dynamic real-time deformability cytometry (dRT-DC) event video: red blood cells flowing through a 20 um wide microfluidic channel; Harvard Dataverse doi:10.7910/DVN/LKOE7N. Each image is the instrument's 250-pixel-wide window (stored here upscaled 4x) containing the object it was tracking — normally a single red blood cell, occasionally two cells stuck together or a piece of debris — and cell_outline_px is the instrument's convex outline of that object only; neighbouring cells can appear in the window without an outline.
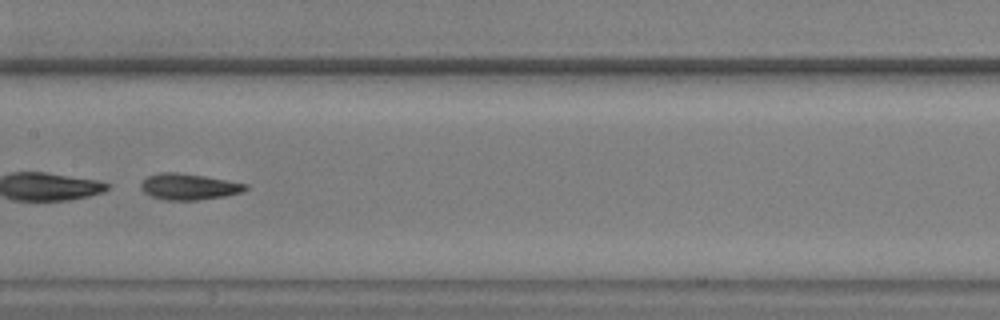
{"species": "common noctule bat (a hibernating species)", "species_latin": "Nyctalus noctula", "temperature_condition": "warm", "stored_images_in_passage": 50, "segment_of_instrument_passage": [2, 2], "camera_frame_rate_fps": 3000, "um_per_image_px": 0.085, "animal": {"sex": "male", "body_mass_g": 20.5, "forearm_length_mm": 52.5}, "frame": {"image": 1, "passage_image": 24, "time_ms": 7.667, "image_size_px": [1000, 320], "cell_outline_px": [[248, 188], [244, 192], [224, 196], [196, 200], [164, 200], [152, 196], [144, 192], [140, 188], [140, 184], [148, 176], [156, 172], [176, 172], [204, 176], [248, 184]], "centroid_in_image_um": [16.04, 15.86], "position_along_channel_um": 191.4, "area_um2": 15.95}}